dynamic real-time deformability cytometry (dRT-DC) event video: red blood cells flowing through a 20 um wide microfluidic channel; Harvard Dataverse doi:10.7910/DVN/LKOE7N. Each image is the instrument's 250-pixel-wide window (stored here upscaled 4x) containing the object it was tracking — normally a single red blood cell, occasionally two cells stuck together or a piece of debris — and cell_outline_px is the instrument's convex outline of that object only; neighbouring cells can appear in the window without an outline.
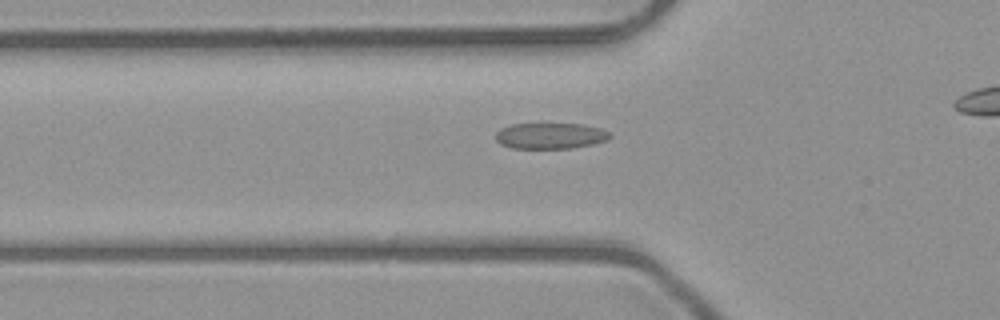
{"species": "common noctule bat (a hibernating species)", "species_latin": "Nyctalus noctula", "temperature_condition": "room temperature", "stored_images_in_passage": 32, "camera_frame_rate_fps": 3000, "um_per_image_px": 0.085, "animal": {"sex": "male", "body_mass_g": 23.1, "forearm_length_mm": 52.7}, "frame": {"image": 1, "passage_image": 6, "time_ms": 1.667, "image_size_px": [1000, 320], "cell_outline_px": [[612, 136], [608, 140], [592, 144], [572, 148], [512, 148], [500, 144], [496, 140], [496, 132], [500, 128], [512, 124], [580, 124], [600, 128], [608, 132]], "centroid_in_image_um": [46.76, 11.54], "position_along_channel_um": 79.0, "area_um2": 17.22}}
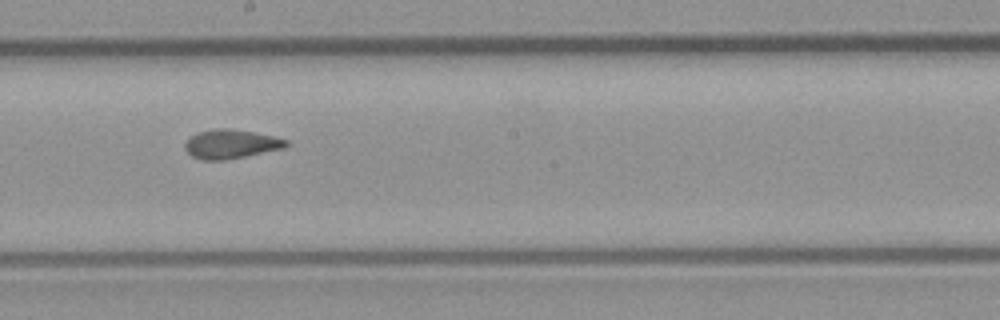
{"frame": {"image": 2, "passage_image": 17, "time_ms": 5.333, "image_size_px": [1000, 320], "cell_outline_px": [[288, 144], [284, 148], [224, 160], [204, 160], [192, 156], [184, 148], [184, 144], [192, 136], [200, 132], [216, 128], [232, 128], [272, 136], [288, 140]], "centroid_in_image_um": [19.62, 12.24], "position_along_channel_um": 228.6, "area_um2": 16.82}}
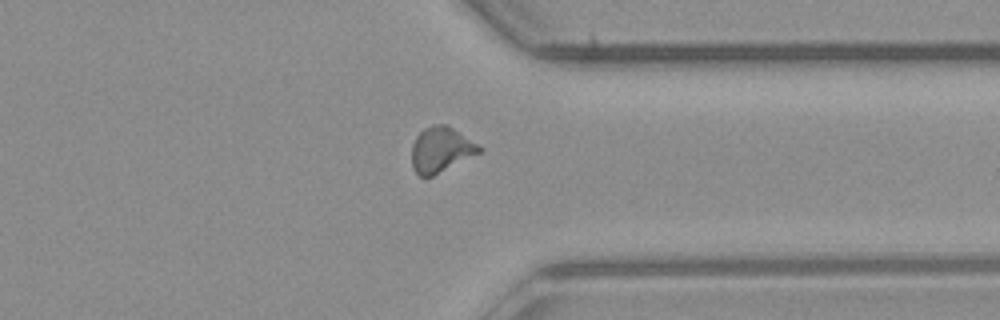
{"frame": {"image": 3, "passage_image": 28, "time_ms": 9.0, "image_size_px": [1000, 320], "cell_outline_px": [[484, 148], [480, 152], [432, 176], [420, 176], [412, 168], [412, 144], [416, 136], [424, 128], [432, 124], [448, 124]], "centroid_in_image_um": [37.47, 12.69], "position_along_channel_um": 373.9, "area_um2": 17.74}}